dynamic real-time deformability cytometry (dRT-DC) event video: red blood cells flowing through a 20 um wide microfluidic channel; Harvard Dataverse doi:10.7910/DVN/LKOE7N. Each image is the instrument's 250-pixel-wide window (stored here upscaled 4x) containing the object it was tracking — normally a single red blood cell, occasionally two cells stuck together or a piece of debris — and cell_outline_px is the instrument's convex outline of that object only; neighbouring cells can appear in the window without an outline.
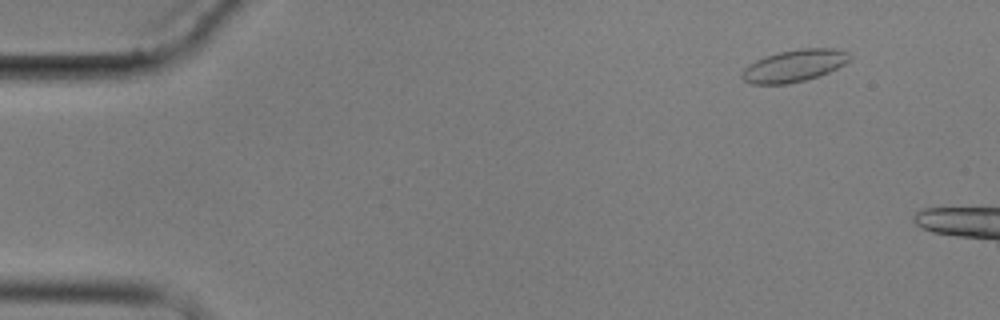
{"species": "common noctule bat (a hibernating species)", "species_latin": "Nyctalus noctula", "temperature_condition": "cold", "stored_images_in_passage": 3, "camera_frame_rate_fps": 3000, "um_per_image_px": 0.085, "animal": {"sex": "male", "body_mass_g": 17.9}, "frame": {"image": 1, "passage_image": 1, "time_ms": 0.0, "image_size_px": [1000, 320], "cell_outline_px": [[852, 56], [844, 64], [828, 72], [804, 80], [788, 84], [752, 84], [744, 80], [740, 76], [744, 68], [748, 64], [764, 56], [780, 52], [800, 48], [836, 48], [848, 52]], "centroid_in_image_um": [67.49, 5.58], "position_along_channel_um": 17.5, "area_um2": 20.06}}